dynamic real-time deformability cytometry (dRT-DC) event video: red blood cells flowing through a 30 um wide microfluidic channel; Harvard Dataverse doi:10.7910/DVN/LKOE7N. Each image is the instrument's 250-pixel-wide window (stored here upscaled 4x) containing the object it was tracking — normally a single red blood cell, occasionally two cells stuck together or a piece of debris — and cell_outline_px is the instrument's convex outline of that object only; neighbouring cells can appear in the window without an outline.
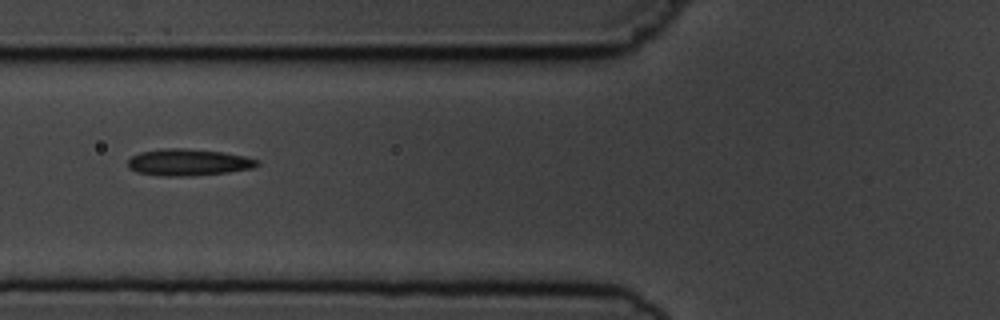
{"species": "common noctule bat (a hibernating species)", "species_latin": "Nyctalus noctula", "temperature_condition": "cold", "stored_images_in_passage": 8, "camera_frame_rate_fps": 3000, "um_per_image_px": 0.085, "animal": {"sex": "male", "body_mass_g": 19.5, "forearm_length_mm": 54.6}, "frame": {"image": 1, "passage_image": 8, "time_ms": 8.0, "image_size_px": [1000, 320], "cell_outline_px": [[260, 164], [252, 168], [228, 172], [192, 176], [164, 176], [136, 172], [128, 168], [128, 160], [132, 156], [140, 152], [164, 148], [184, 148], [224, 152], [244, 156], [256, 160]], "centroid_in_image_um": [15.98, 13.8], "position_along_channel_um": 109.8, "area_um2": 20.11}}